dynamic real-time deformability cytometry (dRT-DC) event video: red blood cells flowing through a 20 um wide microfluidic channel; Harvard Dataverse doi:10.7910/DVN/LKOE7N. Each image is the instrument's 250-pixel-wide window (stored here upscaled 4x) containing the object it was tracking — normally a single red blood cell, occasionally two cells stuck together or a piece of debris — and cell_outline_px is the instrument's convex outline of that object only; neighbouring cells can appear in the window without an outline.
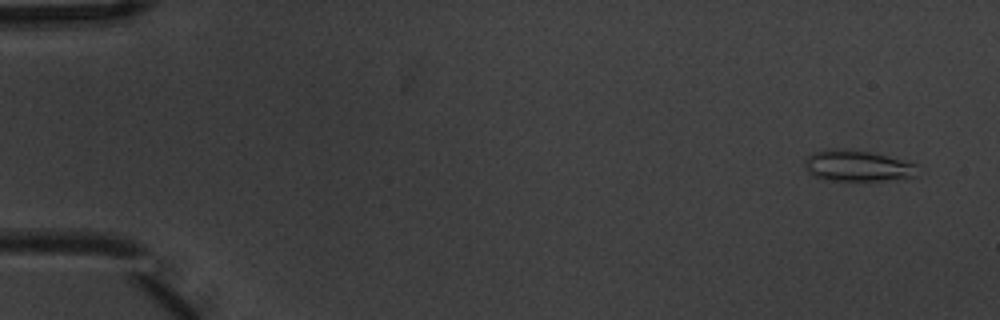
{"species": "common noctule bat (a hibernating species)", "species_latin": "Nyctalus noctula", "temperature_condition": "warm", "stored_images_in_passage": 6, "camera_frame_rate_fps": 3000, "um_per_image_px": 0.085, "animal": {"sex": "male", "body_mass_g": 20.1, "forearm_length_mm": 53.5}, "frame": {"image": 1, "passage_image": 1, "time_ms": 0.0, "image_size_px": [1000, 320], "cell_outline_px": [[920, 164], [916, 176], [884, 180], [828, 180], [812, 176], [804, 168], [804, 160], [808, 156], [816, 152], [872, 152]], "centroid_in_image_um": [72.96, 14.15], "position_along_channel_um": 12.0, "area_um2": 19.65}}
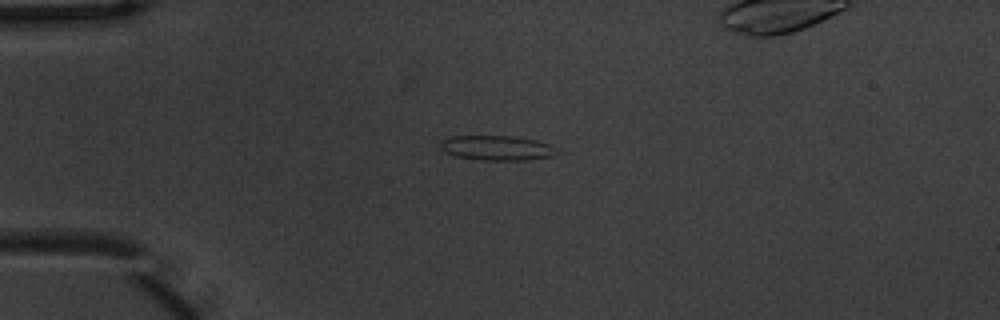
{"frame": {"image": 2, "passage_image": 4, "time_ms": 1.0, "image_size_px": [1000, 320], "cell_outline_px": [[560, 152], [552, 156], [528, 160], [480, 160], [456, 156], [440, 148], [440, 140], [452, 136], [512, 136], [536, 140], [552, 144], [560, 148]], "centroid_in_image_um": [42.32, 12.57], "position_along_channel_um": 42.7, "area_um2": 17.05}}